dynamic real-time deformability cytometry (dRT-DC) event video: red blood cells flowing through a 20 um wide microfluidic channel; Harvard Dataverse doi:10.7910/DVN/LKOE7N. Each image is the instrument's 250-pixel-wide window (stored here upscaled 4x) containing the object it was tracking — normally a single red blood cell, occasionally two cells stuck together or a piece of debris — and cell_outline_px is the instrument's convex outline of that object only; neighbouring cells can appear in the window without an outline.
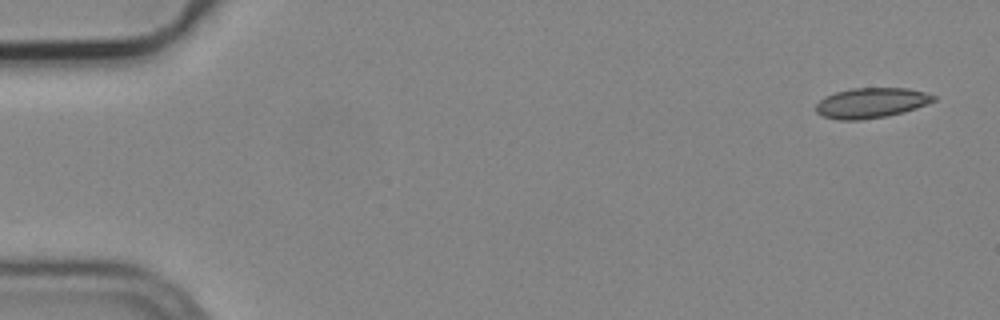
{"species": "common noctule bat (a hibernating species)", "species_latin": "Nyctalus noctula", "temperature_condition": "cold", "stored_images_in_passage": 4, "camera_frame_rate_fps": 3000, "um_per_image_px": 0.085, "animal": {"sex": "male", "body_mass_g": 19.2, "forearm_length_mm": 51.8}, "frame": {"image": 1, "passage_image": 1, "time_ms": 0.0, "image_size_px": [1000, 320], "cell_outline_px": [[936, 100], [916, 108], [904, 112], [884, 116], [860, 120], [840, 120], [820, 116], [816, 112], [816, 104], [824, 96], [836, 92], [852, 88], [908, 88], [924, 92], [936, 96]], "centroid_in_image_um": [74.02, 8.74], "position_along_channel_um": 11.0, "area_um2": 20.69}}
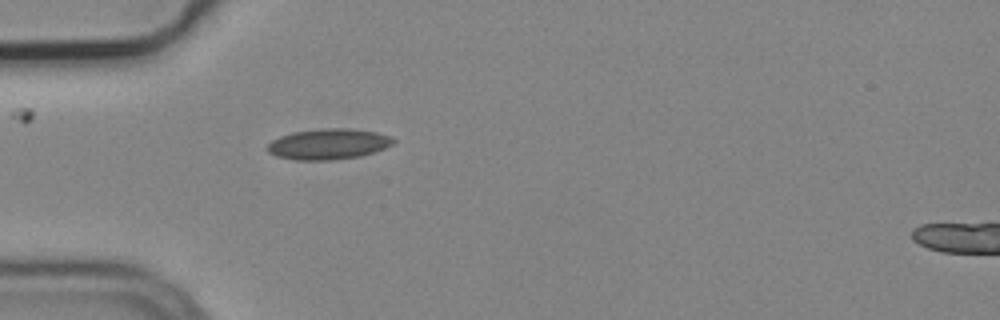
{"frame": {"image": 2, "passage_image": 4, "time_ms": 1.0, "image_size_px": [1000, 320], "cell_outline_px": [[396, 140], [392, 144], [384, 148], [360, 156], [328, 160], [296, 160], [276, 156], [268, 152], [264, 148], [272, 140], [280, 136], [292, 132], [324, 128], [348, 128], [376, 132], [392, 136]], "centroid_in_image_um": [27.88, 12.24], "position_along_channel_um": 57.1, "area_um2": 22.54}}